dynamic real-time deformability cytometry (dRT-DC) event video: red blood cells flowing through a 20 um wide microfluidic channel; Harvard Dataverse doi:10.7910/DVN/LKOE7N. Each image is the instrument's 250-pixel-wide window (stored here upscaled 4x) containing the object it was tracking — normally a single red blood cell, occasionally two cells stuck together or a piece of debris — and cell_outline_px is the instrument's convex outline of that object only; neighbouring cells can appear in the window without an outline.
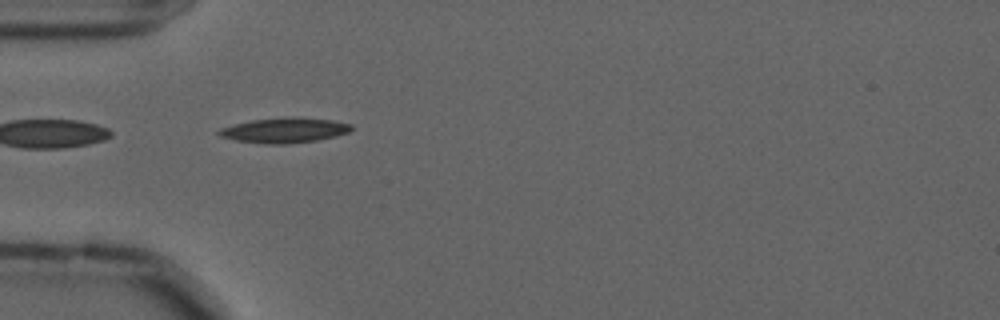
{"species": "common noctule bat (a hibernating species)", "species_latin": "Nyctalus noctula", "temperature_condition": "cold", "stored_images_in_passage": 40, "camera_frame_rate_fps": 3000, "um_per_image_px": 0.085, "animal": {"sex": "male", "forearm_length_mm": 52.5}, "frame": {"image": 1, "passage_image": 1, "time_ms": 0.0, "image_size_px": [1000, 320], "cell_outline_px": [[352, 128], [348, 132], [336, 136], [316, 140], [288, 144], [268, 144], [236, 140], [220, 136], [216, 132], [220, 128], [252, 120], [288, 116], [332, 120], [352, 124]], "centroid_in_image_um": [24.19, 11.07], "position_along_channel_um": 60.8, "area_um2": 19.25}}
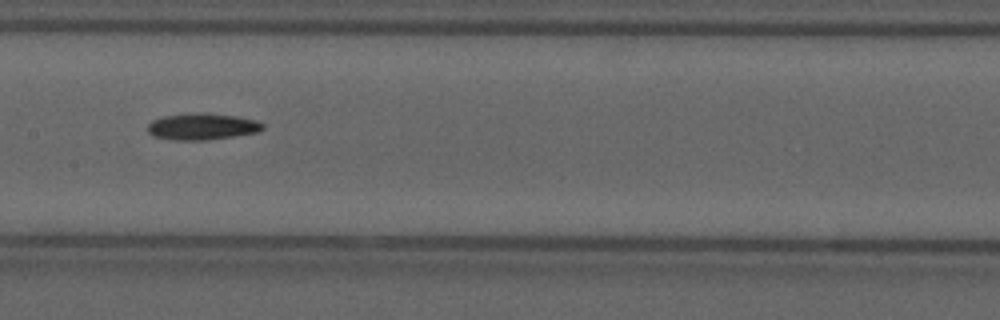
{"frame": {"image": 2, "passage_image": 12, "time_ms": 3.667, "image_size_px": [1000, 320], "cell_outline_px": [[264, 128], [256, 132], [232, 136], [204, 140], [172, 140], [152, 136], [148, 132], [148, 124], [152, 120], [164, 116], [200, 112], [208, 112], [236, 116], [256, 120], [264, 124]], "centroid_in_image_um": [17.16, 10.75], "position_along_channel_um": 190.2, "area_um2": 17.8}}